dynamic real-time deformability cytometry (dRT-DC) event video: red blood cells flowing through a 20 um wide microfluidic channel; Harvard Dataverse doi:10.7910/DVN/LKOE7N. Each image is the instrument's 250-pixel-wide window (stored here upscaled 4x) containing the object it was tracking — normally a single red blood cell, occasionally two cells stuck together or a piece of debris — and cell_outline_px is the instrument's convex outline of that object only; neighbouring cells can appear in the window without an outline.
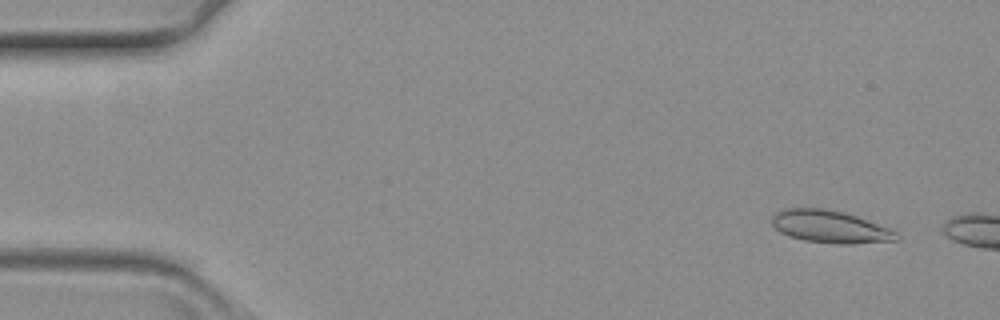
{"species": "common noctule bat (a hibernating species)", "species_latin": "Nyctalus noctula", "temperature_condition": "warm", "stored_images_in_passage": 7, "camera_frame_rate_fps": 3000, "um_per_image_px": 0.085, "animal": {"sex": "female", "body_mass_g": 19.3, "forearm_length_mm": 54.1}, "frame": {"image": 1, "passage_image": 4, "time_ms": 1.0, "image_size_px": [1000, 320], "cell_outline_px": [[900, 240], [852, 244], [836, 244], [804, 240], [788, 236], [780, 232], [772, 224], [772, 216], [776, 212], [784, 208], [820, 208], [844, 212], [892, 228], [900, 236]], "centroid_in_image_um": [70.59, 19.28], "position_along_channel_um": 14.4, "area_um2": 23.76}}